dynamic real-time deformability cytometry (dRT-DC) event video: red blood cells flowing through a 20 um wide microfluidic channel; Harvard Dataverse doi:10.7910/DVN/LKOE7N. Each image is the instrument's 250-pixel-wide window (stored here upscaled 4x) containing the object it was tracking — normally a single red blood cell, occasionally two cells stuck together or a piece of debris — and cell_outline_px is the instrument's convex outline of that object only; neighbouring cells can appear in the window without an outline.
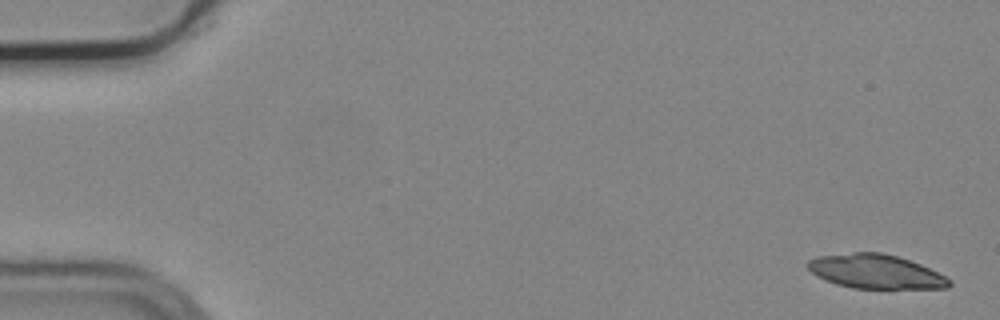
{"species": "common noctule bat (a hibernating species)", "species_latin": "Nyctalus noctula", "temperature_condition": "cold", "stored_images_in_passage": 5, "camera_frame_rate_fps": 3000, "um_per_image_px": 0.085, "animal": {"sex": "male", "body_mass_g": 19.2, "forearm_length_mm": 51.8}, "frame": {"image": 1, "passage_image": 1, "time_ms": 0.0, "image_size_px": [1000, 320], "cell_outline_px": [[952, 284], [948, 288], [852, 288], [836, 284], [824, 280], [816, 276], [804, 264], [808, 260], [816, 256], [852, 252], [880, 252], [896, 256], [920, 264], [952, 280]], "centroid_in_image_um": [74.37, 23.07], "position_along_channel_um": 10.6, "area_um2": 28.15}}